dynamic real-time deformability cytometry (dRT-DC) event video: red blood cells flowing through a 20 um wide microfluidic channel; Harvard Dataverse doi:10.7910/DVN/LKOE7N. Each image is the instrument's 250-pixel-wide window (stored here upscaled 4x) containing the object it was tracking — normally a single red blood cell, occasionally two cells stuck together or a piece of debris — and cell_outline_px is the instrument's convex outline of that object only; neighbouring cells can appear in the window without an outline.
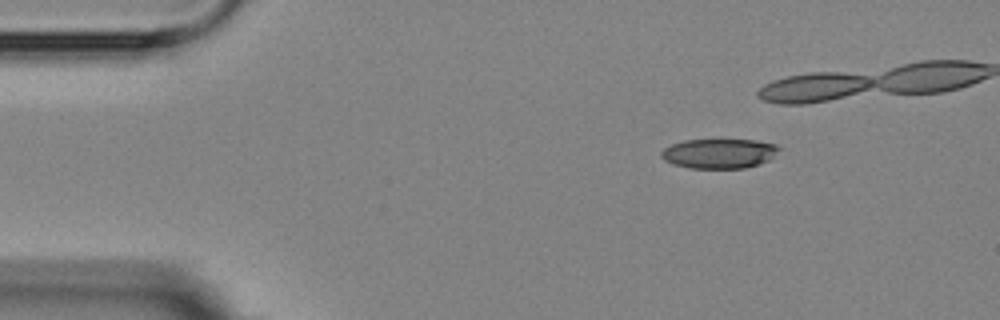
{"species": "Egyptian fruit bat (a non-hibernating species)", "species_latin": "Rousettus aegyptiacus", "temperature_condition": "room temperature", "stored_images_in_passage": 5, "camera_frame_rate_fps": 3000, "um_per_image_px": 0.085, "animal": {"sex": "female"}, "frame": {"image": 1, "passage_image": 1, "time_ms": 0.0, "image_size_px": [1000, 320], "cell_outline_px": [[780, 148], [768, 160], [744, 168], [688, 168], [672, 164], [664, 160], [660, 156], [660, 152], [664, 148], [672, 144], [684, 140], [720, 136], [756, 140], [776, 144]], "centroid_in_image_um": [61.08, 12.98], "position_along_channel_um": 23.9, "area_um2": 21.27}}
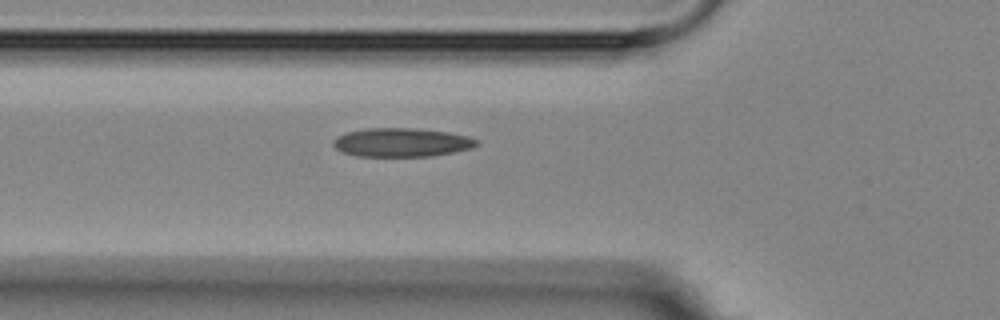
{"frame": {"image": 2, "passage_image": 5, "time_ms": 6.333, "image_size_px": [1000, 320], "cell_outline_px": [[480, 144], [472, 148], [432, 156], [356, 156], [344, 152], [336, 148], [332, 144], [336, 136], [348, 132], [364, 128], [416, 128], [448, 132], [468, 136], [480, 140]], "centroid_in_image_um": [34.17, 12.1], "position_along_channel_um": 91.6, "area_um2": 24.1}}